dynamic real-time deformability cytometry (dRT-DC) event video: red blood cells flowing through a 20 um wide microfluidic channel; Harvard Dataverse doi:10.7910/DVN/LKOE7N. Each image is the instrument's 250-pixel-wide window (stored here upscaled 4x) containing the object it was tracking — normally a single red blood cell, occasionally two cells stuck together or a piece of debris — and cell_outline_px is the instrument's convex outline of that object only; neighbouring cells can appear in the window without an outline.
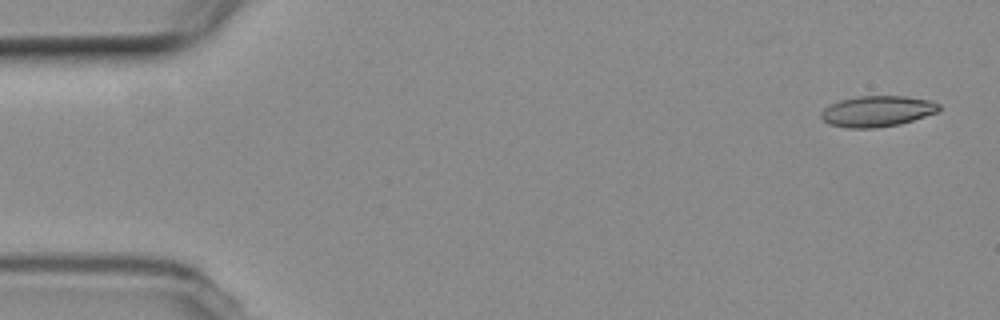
{"species": "common noctule bat (a hibernating species)", "species_latin": "Nyctalus noctula", "temperature_condition": "room temperature", "stored_images_in_passage": 5, "camera_frame_rate_fps": 3000, "um_per_image_px": 0.085, "animal": {"sex": "female", "body_mass_g": 19.3, "forearm_length_mm": 54.1}, "frame": {"image": 1, "passage_image": 1, "time_ms": 0.0, "image_size_px": [1000, 320], "cell_outline_px": [[940, 108], [936, 112], [900, 124], [876, 128], [848, 128], [828, 124], [820, 116], [820, 112], [828, 104], [840, 100], [860, 96], [904, 96], [932, 100], [940, 104]], "centroid_in_image_um": [74.53, 9.45], "position_along_channel_um": 10.5, "area_um2": 21.27}}
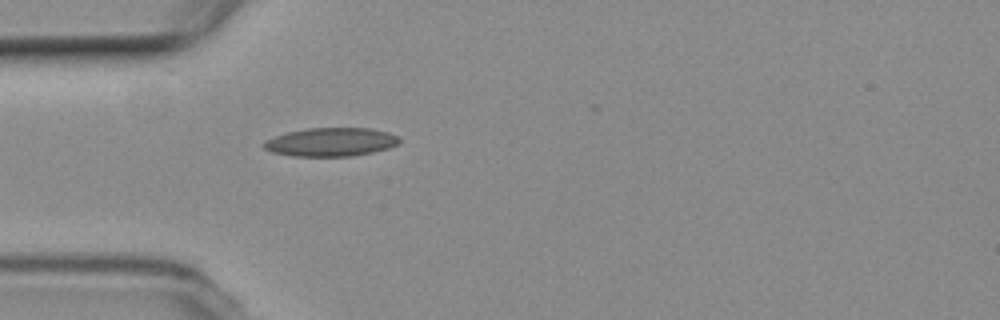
{"frame": {"image": 2, "passage_image": 5, "time_ms": 4.667, "image_size_px": [1000, 320], "cell_outline_px": [[400, 140], [396, 144], [388, 148], [372, 152], [352, 156], [292, 156], [272, 152], [264, 148], [260, 144], [264, 140], [288, 132], [308, 128], [368, 128], [388, 132], [400, 136]], "centroid_in_image_um": [28.1, 12.07], "position_along_channel_um": 56.9, "area_um2": 22.54}}